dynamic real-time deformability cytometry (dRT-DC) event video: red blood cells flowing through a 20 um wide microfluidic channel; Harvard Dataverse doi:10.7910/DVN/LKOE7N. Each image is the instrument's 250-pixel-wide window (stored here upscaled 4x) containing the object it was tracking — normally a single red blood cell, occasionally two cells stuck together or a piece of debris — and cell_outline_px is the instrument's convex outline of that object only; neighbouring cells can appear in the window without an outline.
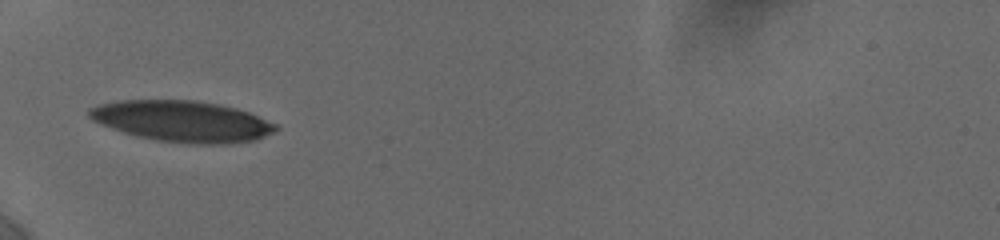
{"species": "human", "species_latin": "Homo sapiens", "temperature_condition": "cold", "stored_images_in_passage": 5, "camera_frame_rate_fps": 3000, "um_per_image_px": 0.085, "donor": {"sex": "female"}, "frame": {"image": 1, "passage_image": 1, "time_ms": 0.0, "image_size_px": [1000, 240], "cell_outline_px": [[280, 128], [256, 140], [224, 144], [192, 144], [156, 140], [136, 136], [100, 124], [92, 120], [88, 116], [88, 108], [100, 104], [120, 100], [196, 100], [236, 108], [248, 112], [276, 124]], "centroid_in_image_um": [15.47, 10.31], "position_along_channel_um": 69.5, "area_um2": 44.56}}